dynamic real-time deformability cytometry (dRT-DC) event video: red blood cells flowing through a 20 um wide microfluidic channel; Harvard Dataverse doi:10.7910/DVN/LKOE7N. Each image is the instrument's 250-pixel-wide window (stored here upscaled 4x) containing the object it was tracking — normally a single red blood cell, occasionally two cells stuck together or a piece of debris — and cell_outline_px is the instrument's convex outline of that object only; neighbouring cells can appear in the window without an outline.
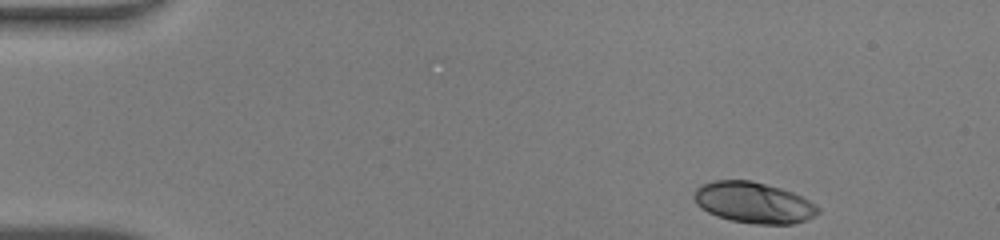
{"species": "human", "species_latin": "Homo sapiens", "temperature_condition": "warm", "stored_images_in_passage": 43, "camera_frame_rate_fps": 3000, "um_per_image_px": 0.085, "donor": {"sex": "male"}, "frame": {"image": 1, "passage_image": 1, "time_ms": 0.0, "image_size_px": [1000, 240], "cell_outline_px": [[820, 212], [816, 216], [808, 220], [792, 224], [756, 224], [732, 220], [716, 216], [700, 208], [696, 204], [692, 196], [696, 188], [700, 184], [716, 180], [752, 180], [780, 188], [792, 192], [816, 204], [820, 208]], "centroid_in_image_um": [64.05, 17.22], "position_along_channel_um": 21.0, "area_um2": 29.88}}
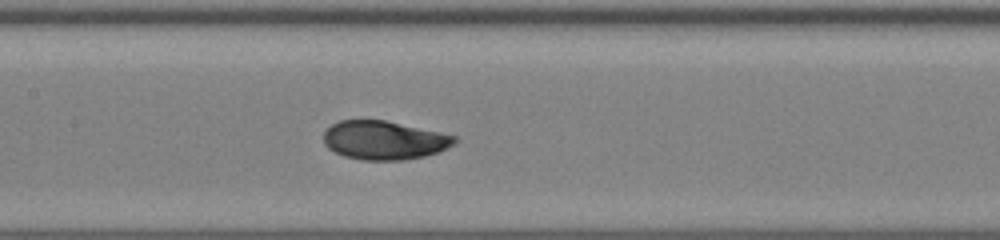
{"frame": {"image": 2, "passage_image": 19, "time_ms": 6.0, "image_size_px": [1000, 240], "cell_outline_px": [[456, 144], [448, 148], [424, 156], [404, 160], [364, 160], [344, 156], [328, 148], [324, 144], [324, 132], [332, 124], [340, 120], [384, 120], [440, 132], [456, 136]], "centroid_in_image_um": [32.65, 11.92], "position_along_channel_um": 174.7, "area_um2": 29.42}}
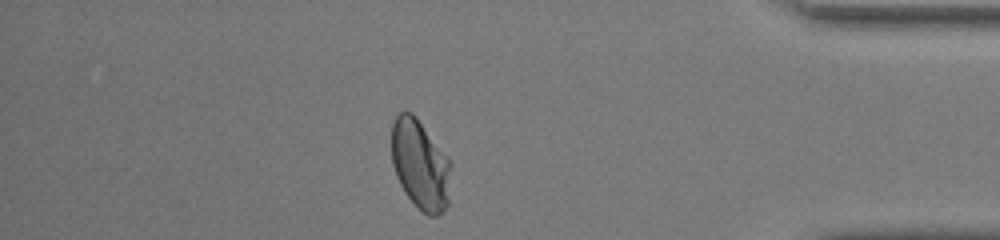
{"frame": {"image": 3, "passage_image": 37, "time_ms": 12.0, "image_size_px": [1000, 240], "cell_outline_px": [[452, 164], [448, 204], [436, 216], [428, 216], [404, 192], [396, 176], [392, 164], [392, 124], [396, 116], [404, 108], [412, 112], [416, 116]], "centroid_in_image_um": [35.71, 13.96], "position_along_channel_um": 399.5, "area_um2": 30.92}, "authors_computed_cell_mechanics": {"area_um2": 29.8826, "velocity_mm_per_s": 4.2952, "shape_relaxation_time_tau1_ms": 3.4715, "shape_relaxation_time_tau2_ms": null, "deformation_change_tau1": 0.1875, "deformation_change_tau2": null}}